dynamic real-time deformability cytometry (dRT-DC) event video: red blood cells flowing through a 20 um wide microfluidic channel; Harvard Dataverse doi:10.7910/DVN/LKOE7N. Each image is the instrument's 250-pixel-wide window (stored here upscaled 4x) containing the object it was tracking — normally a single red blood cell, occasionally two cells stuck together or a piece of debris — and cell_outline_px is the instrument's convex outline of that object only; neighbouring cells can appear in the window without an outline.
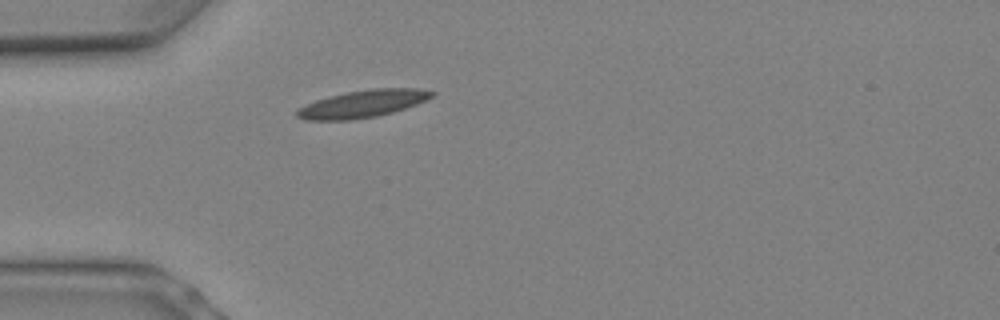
{"species": "Egyptian fruit bat (a non-hibernating species)", "species_latin": "Rousettus aegyptiacus", "temperature_condition": "warm", "stored_images_in_passage": 4, "camera_frame_rate_fps": 3000, "um_per_image_px": 0.085, "animal": {"sex": "female"}, "frame": {"image": 1, "passage_image": 1, "time_ms": 0.0, "image_size_px": [1000, 320], "cell_outline_px": [[436, 92], [432, 96], [416, 104], [392, 112], [376, 116], [352, 120], [304, 120], [296, 116], [296, 112], [300, 108], [316, 100], [328, 96], [348, 92], [372, 88], [416, 88]], "centroid_in_image_um": [30.81, 8.82], "position_along_channel_um": 54.2, "area_um2": 21.21}}
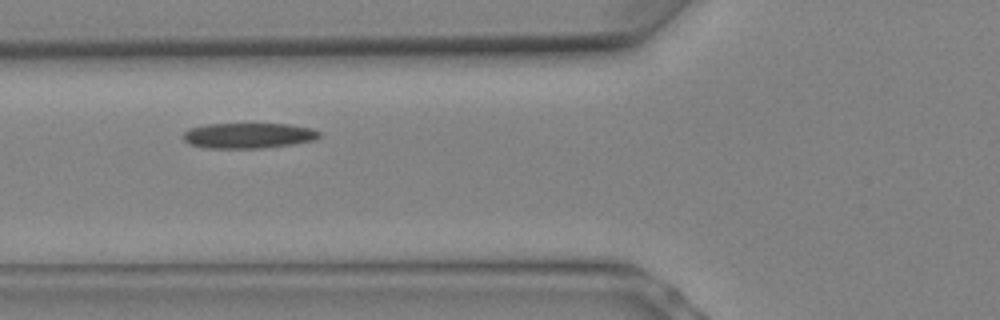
{"frame": {"image": 2, "passage_image": 3, "time_ms": 0.667, "image_size_px": [1000, 320], "cell_outline_px": [[320, 136], [316, 140], [292, 144], [260, 148], [208, 148], [188, 144], [184, 140], [184, 132], [188, 128], [208, 124], [288, 124], [312, 128], [320, 132]], "centroid_in_image_um": [21.11, 11.52], "position_along_channel_um": 104.7, "area_um2": 20.17}}